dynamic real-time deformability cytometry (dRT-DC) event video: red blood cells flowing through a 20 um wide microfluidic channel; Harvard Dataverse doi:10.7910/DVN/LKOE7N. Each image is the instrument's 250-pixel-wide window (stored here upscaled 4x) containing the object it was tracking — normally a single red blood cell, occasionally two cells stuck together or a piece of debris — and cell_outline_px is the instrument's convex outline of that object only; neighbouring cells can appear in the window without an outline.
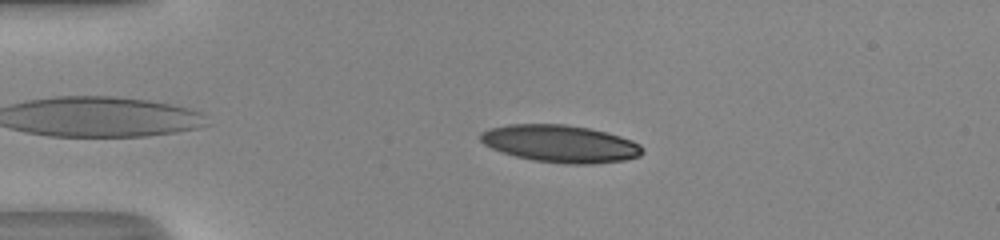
{"species": "human", "species_latin": "Homo sapiens", "temperature_condition": "room temperature", "stored_images_in_passage": 42, "camera_frame_rate_fps": 3000, "um_per_image_px": 0.085, "donor": {"sex": "male"}, "frame": {"image": 1, "passage_image": 8, "time_ms": 2.333, "image_size_px": [1000, 240], "cell_outline_px": [[644, 152], [640, 156], [624, 160], [592, 164], [564, 164], [532, 160], [516, 156], [492, 148], [484, 144], [480, 140], [480, 132], [488, 128], [508, 124], [564, 124], [588, 128], [608, 132], [632, 140], [640, 144], [644, 148]], "centroid_in_image_um": [47.65, 12.21], "position_along_channel_um": 37.4, "area_um2": 35.43}}
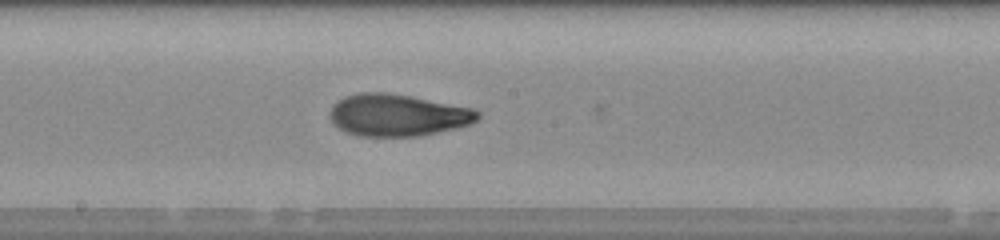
{"frame": {"image": 2, "passage_image": 24, "time_ms": 7.667, "image_size_px": [1000, 240], "cell_outline_px": [[480, 116], [476, 120], [468, 124], [456, 128], [420, 136], [360, 136], [348, 132], [332, 124], [332, 104], [344, 96], [360, 92], [388, 92], [412, 96], [476, 108], [480, 112]], "centroid_in_image_um": [33.83, 9.77], "position_along_channel_um": 214.4, "area_um2": 36.3}}
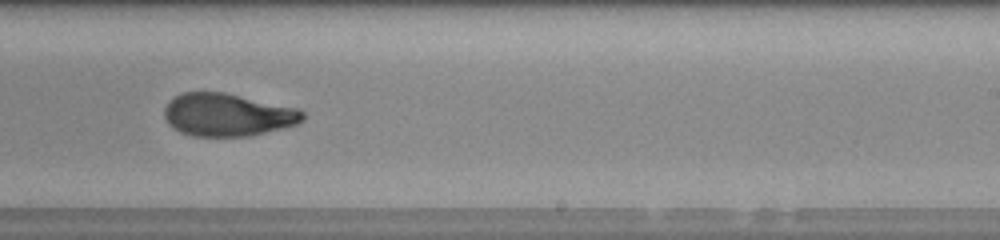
{"frame": {"image": 3, "passage_image": 28, "time_ms": 9.0, "image_size_px": [1000, 240], "cell_outline_px": [[304, 120], [296, 124], [284, 128], [248, 136], [192, 136], [180, 132], [172, 128], [168, 124], [164, 116], [164, 108], [168, 100], [180, 92], [224, 92], [296, 108], [304, 112]], "centroid_in_image_um": [19.29, 9.76], "position_along_channel_um": 269.7, "area_um2": 34.62}, "authors_computed_cell_mechanics": {"area_um2": 35.7493, "velocity_mm_per_s": 4.1666, "shape_relaxation_time_tau1_ms": 7.1846, "shape_relaxation_time_tau2_ms": 1.5778, "deformation_change_tau1": 0.2462, "deformation_change_tau2": 0.0752}}